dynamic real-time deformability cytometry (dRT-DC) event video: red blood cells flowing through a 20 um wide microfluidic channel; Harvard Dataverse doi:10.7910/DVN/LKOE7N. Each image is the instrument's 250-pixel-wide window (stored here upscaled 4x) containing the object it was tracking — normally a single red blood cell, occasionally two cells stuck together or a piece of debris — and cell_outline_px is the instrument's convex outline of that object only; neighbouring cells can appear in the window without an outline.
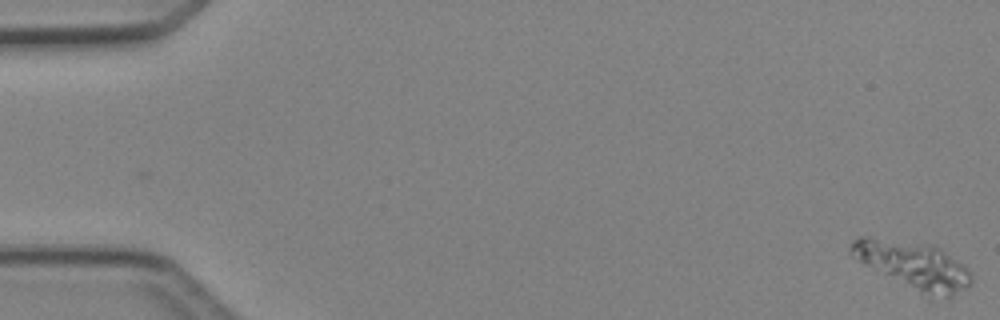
{"species": "Egyptian fruit bat (a non-hibernating species)", "species_latin": "Rousettus aegyptiacus", "temperature_condition": "cold", "stored_images_in_passage": 49, "camera_frame_rate_fps": 3000, "um_per_image_px": 0.085, "animal": {"sex": "female"}, "frame": {"image": 1, "passage_image": 1, "time_ms": 0.0, "image_size_px": [1000, 320], "cell_outline_px": [[972, 284], [952, 296], [928, 300], [864, 264], [852, 256], [848, 252], [848, 248], [852, 240], [860, 236], [868, 236], [936, 244], [964, 264], [968, 268], [972, 280]], "centroid_in_image_um": [77.65, 22.55], "position_along_channel_um": 7.4, "area_um2": 34.51}}
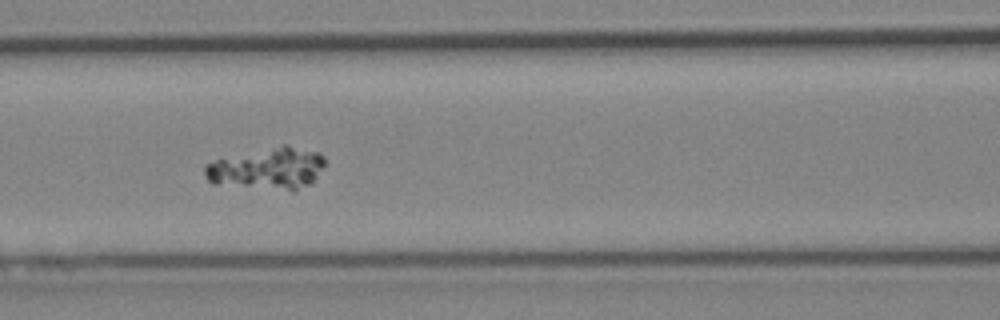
{"frame": {"image": 2, "passage_image": 22, "time_ms": 7.0, "image_size_px": [1000, 320], "cell_outline_px": [[324, 164], [312, 184], [296, 192], [292, 192], [212, 184], [204, 176], [204, 168], [208, 164], [216, 160], [284, 144], [288, 144], [320, 152], [324, 156]], "centroid_in_image_um": [22.79, 14.36], "position_along_channel_um": 143.8, "area_um2": 29.77}}
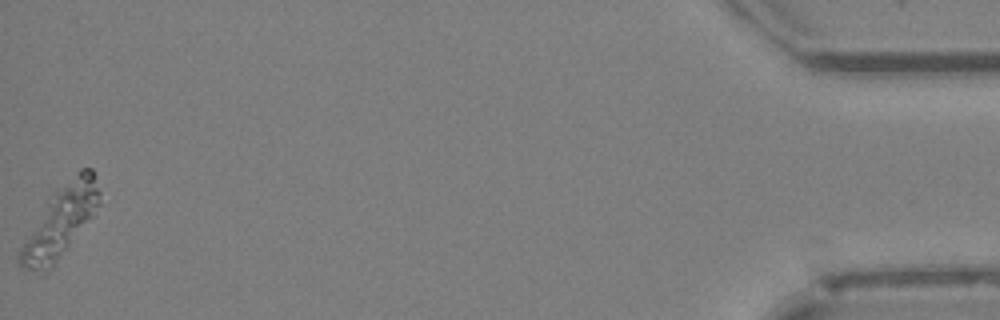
{"frame": {"image": 3, "passage_image": 49, "time_ms": 16.0, "image_size_px": [1000, 320], "cell_outline_px": [[100, 204], [92, 216], [52, 268], [44, 272], [28, 268], [20, 264], [16, 260], [16, 256], [20, 248], [52, 192], [56, 188], [80, 168], [92, 168], [96, 176], [100, 192]], "centroid_in_image_um": [5.16, 18.77], "position_along_channel_um": 430.0, "area_um2": 32.48}}